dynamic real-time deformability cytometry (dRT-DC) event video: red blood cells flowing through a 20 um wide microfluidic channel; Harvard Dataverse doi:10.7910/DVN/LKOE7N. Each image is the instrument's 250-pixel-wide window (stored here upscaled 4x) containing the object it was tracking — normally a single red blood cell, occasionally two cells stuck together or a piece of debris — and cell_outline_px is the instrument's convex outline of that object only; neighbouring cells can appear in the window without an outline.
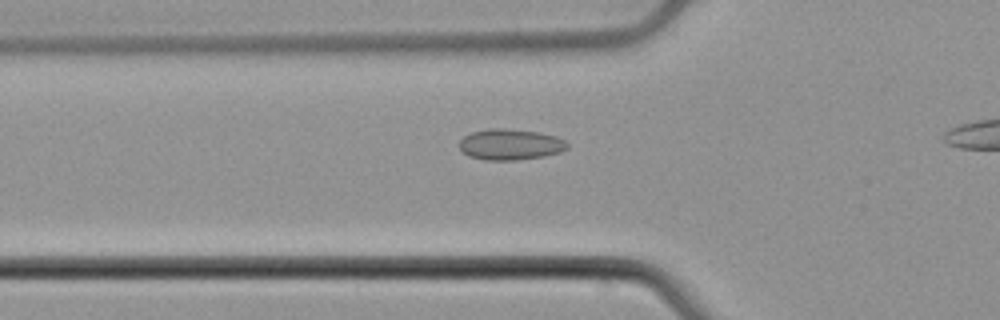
{"species": "common noctule bat (a hibernating species)", "species_latin": "Nyctalus noctula", "temperature_condition": "cold", "stored_images_in_passage": 34, "camera_frame_rate_fps": 3000, "um_per_image_px": 0.085, "animal": {"sex": "male", "body_mass_g": 21.5, "forearm_length_mm": 52.0}, "frame": {"image": 1, "passage_image": 8, "time_ms": 2.333, "image_size_px": [1000, 320], "cell_outline_px": [[568, 148], [560, 152], [544, 156], [516, 160], [484, 160], [468, 156], [460, 148], [460, 140], [464, 136], [472, 132], [492, 128], [504, 128], [540, 132], [556, 136], [564, 140], [568, 144]], "centroid_in_image_um": [43.39, 12.28], "position_along_channel_um": 82.4, "area_um2": 19.48}}
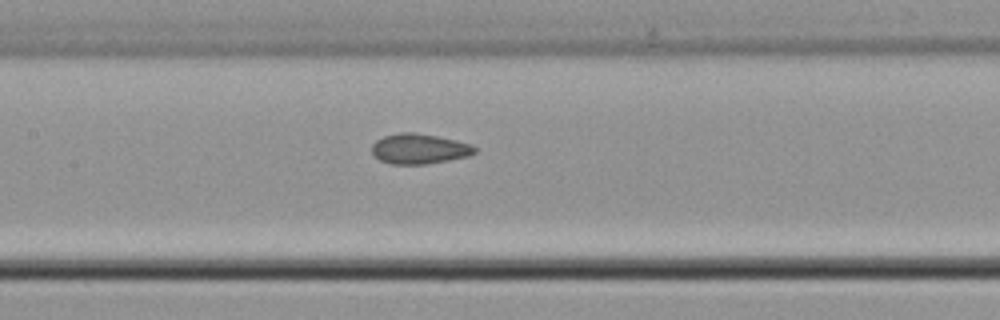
{"frame": {"image": 2, "passage_image": 15, "time_ms": 4.667, "image_size_px": [1000, 320], "cell_outline_px": [[476, 152], [468, 156], [448, 160], [424, 164], [392, 164], [380, 160], [372, 152], [372, 144], [376, 140], [384, 136], [400, 132], [416, 132], [456, 140], [472, 144], [476, 148]], "centroid_in_image_um": [35.64, 12.64], "position_along_channel_um": 171.8, "area_um2": 18.03}}
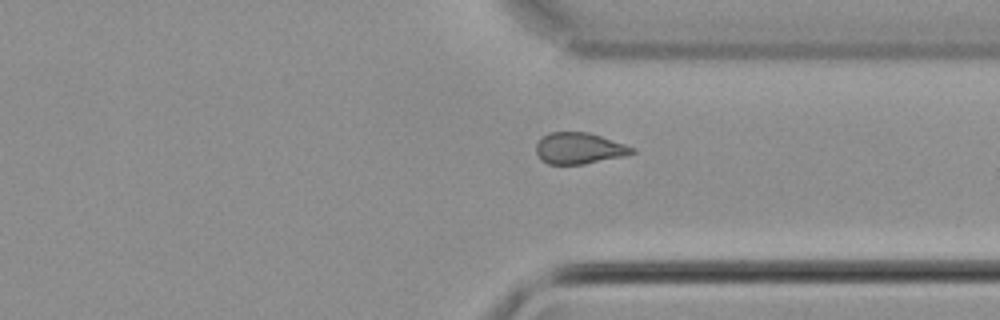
{"frame": {"image": 3, "passage_image": 30, "time_ms": 9.667, "image_size_px": [1000, 320], "cell_outline_px": [[636, 152], [624, 156], [584, 164], [548, 164], [536, 152], [536, 144], [548, 132], [588, 132], [636, 148]], "centroid_in_image_um": [49.25, 12.6], "position_along_channel_um": 362.1, "area_um2": 17.28}}